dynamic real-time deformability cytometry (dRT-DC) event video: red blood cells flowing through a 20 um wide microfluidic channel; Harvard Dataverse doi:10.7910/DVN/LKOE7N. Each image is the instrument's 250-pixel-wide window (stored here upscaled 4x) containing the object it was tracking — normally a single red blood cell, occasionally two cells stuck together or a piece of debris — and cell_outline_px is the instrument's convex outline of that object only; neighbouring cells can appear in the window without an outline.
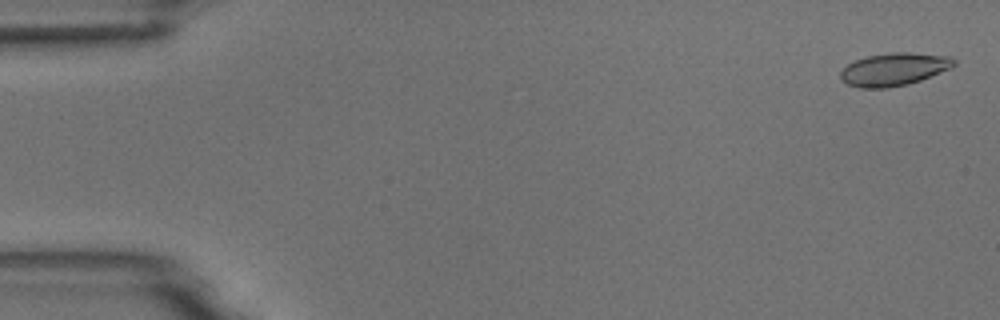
{"species": "common noctule bat (a hibernating species)", "species_latin": "Nyctalus noctula", "temperature_condition": "room temperature", "stored_images_in_passage": 5, "camera_frame_rate_fps": 3000, "um_per_image_px": 0.085, "animal": {"sex": "male", "body_mass_g": 18.8}, "frame": {"image": 1, "passage_image": 1, "time_ms": 0.0, "image_size_px": [1000, 320], "cell_outline_px": [[956, 64], [952, 68], [920, 80], [908, 84], [888, 88], [860, 88], [848, 84], [840, 80], [840, 72], [848, 64], [856, 60], [868, 56], [892, 52], [912, 52], [952, 56], [956, 60]], "centroid_in_image_um": [76.03, 5.88], "position_along_channel_um": 9.0, "area_um2": 21.85}}
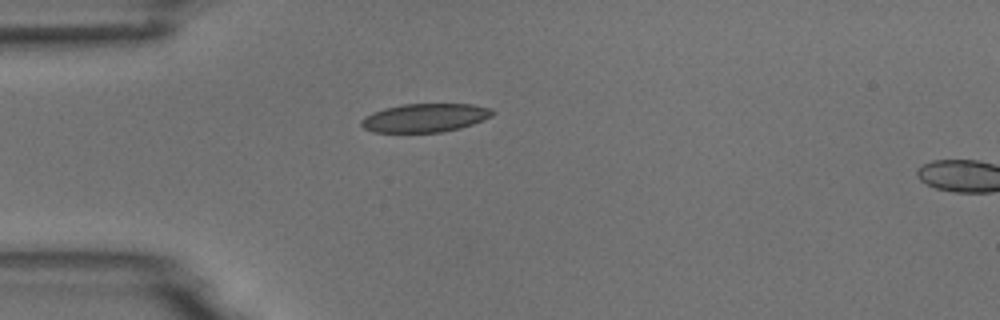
{"frame": {"image": 2, "passage_image": 4, "time_ms": 4.333, "image_size_px": [1000, 320], "cell_outline_px": [[496, 112], [492, 116], [472, 124], [460, 128], [440, 132], [372, 132], [364, 128], [360, 124], [360, 120], [364, 116], [372, 112], [384, 108], [404, 104], [472, 104], [492, 108]], "centroid_in_image_um": [36.12, 10.01], "position_along_channel_um": 48.9, "area_um2": 21.91}}